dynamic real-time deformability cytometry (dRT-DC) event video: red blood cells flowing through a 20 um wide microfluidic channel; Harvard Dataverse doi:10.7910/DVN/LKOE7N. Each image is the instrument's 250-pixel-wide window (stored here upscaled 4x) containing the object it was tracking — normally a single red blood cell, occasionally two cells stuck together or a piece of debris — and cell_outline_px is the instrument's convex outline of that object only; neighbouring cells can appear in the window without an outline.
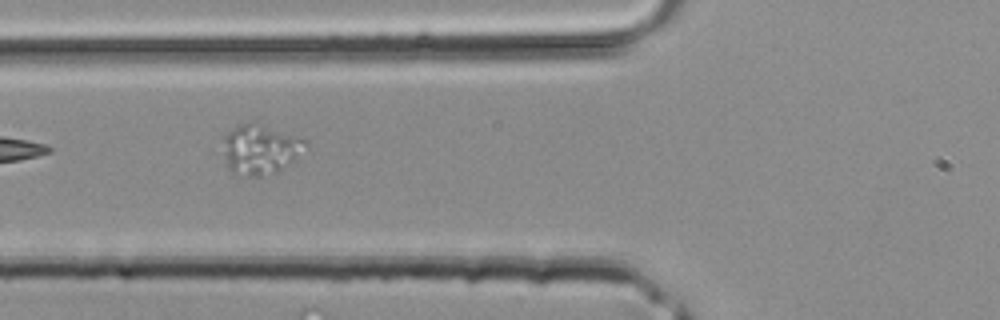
{"species": "common noctule bat (a hibernating species)", "species_latin": "Nyctalus noctula", "temperature_condition": "room temperature", "stored_images_in_passage": 4, "camera_frame_rate_fps": 3000, "um_per_image_px": 0.085, "animal": {"sex": "male", "body_mass_g": 20.4}, "frame": {"image": 1, "passage_image": 4, "time_ms": 1.0, "image_size_px": [1000, 320], "cell_outline_px": [[308, 144], [292, 160], [276, 172], [260, 176], [236, 176], [228, 168], [220, 152], [220, 148], [224, 136], [232, 128], [248, 120], [252, 120], [304, 136], [308, 140]], "centroid_in_image_um": [22.07, 12.64], "position_along_channel_um": 103.7, "area_um2": 24.97}}